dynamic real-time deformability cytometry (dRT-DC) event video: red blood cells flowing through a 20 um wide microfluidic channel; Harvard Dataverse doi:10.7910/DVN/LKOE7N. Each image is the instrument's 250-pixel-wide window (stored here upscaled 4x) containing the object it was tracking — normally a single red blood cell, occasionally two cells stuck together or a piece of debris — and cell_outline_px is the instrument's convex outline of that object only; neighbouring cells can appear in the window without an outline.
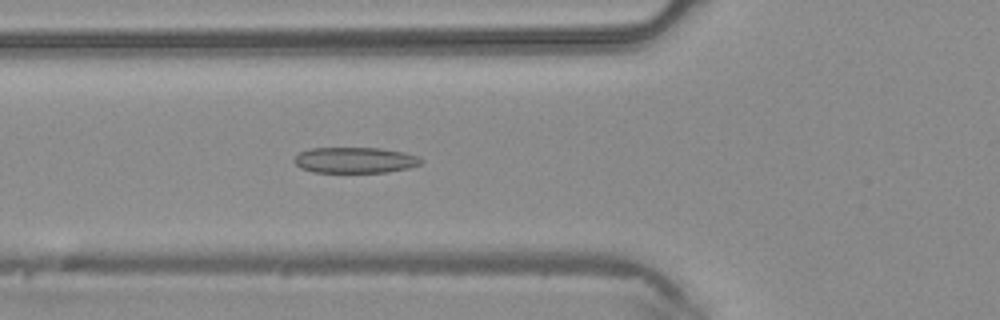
{"species": "common noctule bat (a hibernating species)", "species_latin": "Nyctalus noctula", "temperature_condition": "warm", "stored_images_in_passage": 38, "camera_frame_rate_fps": 3000, "um_per_image_px": 0.085, "animal": {"sex": "male", "body_mass_g": 20.4}, "frame": {"image": 1, "passage_image": 9, "time_ms": 2.667, "image_size_px": [1000, 320], "cell_outline_px": [[424, 160], [420, 164], [408, 168], [388, 172], [312, 172], [300, 168], [292, 160], [300, 152], [312, 148], [380, 148], [404, 152], [420, 156]], "centroid_in_image_um": [30.19, 13.61], "position_along_channel_um": 95.6, "area_um2": 19.19}}
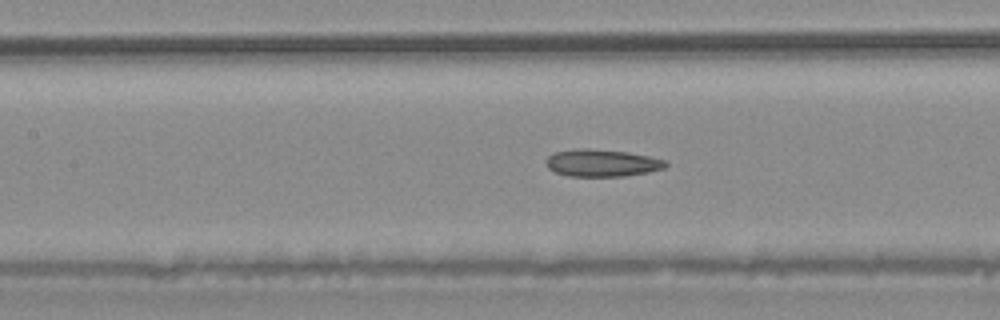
{"frame": {"image": 2, "passage_image": 13, "time_ms": 4.0, "image_size_px": [1000, 320], "cell_outline_px": [[668, 164], [664, 168], [648, 172], [624, 176], [568, 176], [556, 172], [548, 168], [548, 156], [556, 152], [576, 148], [588, 148], [628, 152], [648, 156], [664, 160]], "centroid_in_image_um": [51.17, 13.85], "position_along_channel_um": 156.2, "area_um2": 18.79}}
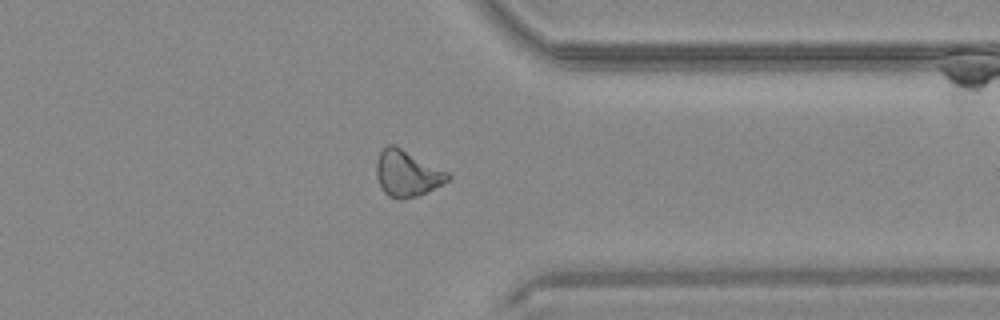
{"frame": {"image": 3, "passage_image": 28, "time_ms": 9.0, "image_size_px": [1000, 320], "cell_outline_px": [[452, 176], [448, 180], [416, 196], [404, 200], [400, 200], [388, 196], [384, 192], [376, 176], [376, 160], [380, 152], [388, 144], [396, 144], [448, 172]], "centroid_in_image_um": [34.57, 14.72], "position_along_channel_um": 376.8, "area_um2": 19.19}}